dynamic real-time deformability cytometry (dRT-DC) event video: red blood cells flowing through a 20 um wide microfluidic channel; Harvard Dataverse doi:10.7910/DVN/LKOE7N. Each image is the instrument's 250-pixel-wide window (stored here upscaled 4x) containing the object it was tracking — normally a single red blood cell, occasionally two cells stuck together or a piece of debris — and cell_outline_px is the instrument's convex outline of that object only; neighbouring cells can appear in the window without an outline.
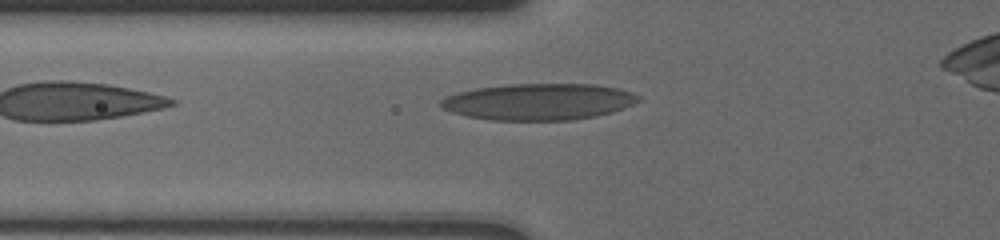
{"species": "human", "species_latin": "Homo sapiens", "temperature_condition": "cold", "stored_images_in_passage": 16, "camera_frame_rate_fps": 3000, "um_per_image_px": 0.085, "donor": {"sex": "male"}, "frame": {"image": 1, "passage_image": 3, "time_ms": 0.333, "image_size_px": [1000, 240], "cell_outline_px": [[640, 100], [624, 108], [612, 112], [596, 116], [572, 120], [492, 120], [468, 116], [452, 112], [444, 108], [440, 104], [440, 100], [448, 96], [460, 92], [476, 88], [508, 84], [596, 84], [616, 88], [632, 92], [640, 96]], "centroid_in_image_um": [45.83, 8.64], "position_along_channel_um": 80.0, "area_um2": 41.85}}
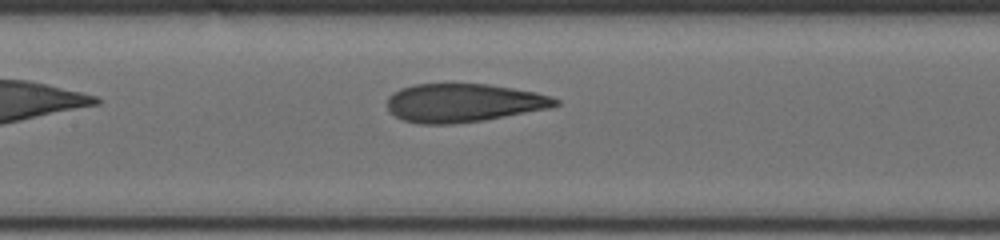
{"frame": {"image": 2, "passage_image": 12, "time_ms": 2.667, "image_size_px": [1000, 240], "cell_outline_px": [[560, 104], [548, 108], [484, 120], [448, 124], [420, 124], [404, 120], [388, 112], [388, 96], [392, 92], [400, 88], [412, 84], [488, 84], [536, 92], [552, 96], [560, 100]], "centroid_in_image_um": [39.37, 8.73], "position_along_channel_um": 168.0, "area_um2": 37.69}}
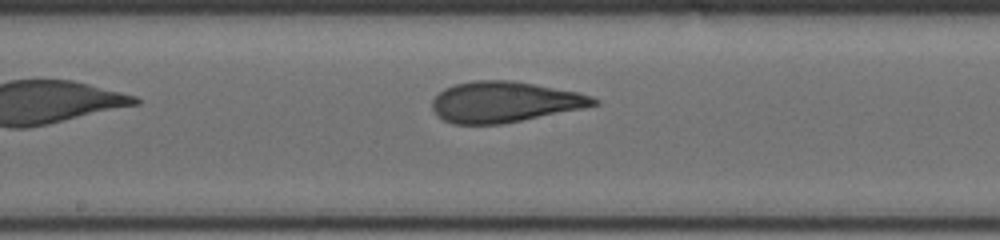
{"frame": {"image": 3, "passage_image": 15, "time_ms": 3.667, "image_size_px": [1000, 240], "cell_outline_px": [[600, 104], [584, 108], [500, 124], [456, 124], [444, 120], [432, 108], [432, 100], [444, 88], [456, 84], [472, 80], [512, 80], [576, 92], [592, 96], [600, 100]], "centroid_in_image_um": [42.9, 8.66], "position_along_channel_um": 205.3, "area_um2": 38.03}}